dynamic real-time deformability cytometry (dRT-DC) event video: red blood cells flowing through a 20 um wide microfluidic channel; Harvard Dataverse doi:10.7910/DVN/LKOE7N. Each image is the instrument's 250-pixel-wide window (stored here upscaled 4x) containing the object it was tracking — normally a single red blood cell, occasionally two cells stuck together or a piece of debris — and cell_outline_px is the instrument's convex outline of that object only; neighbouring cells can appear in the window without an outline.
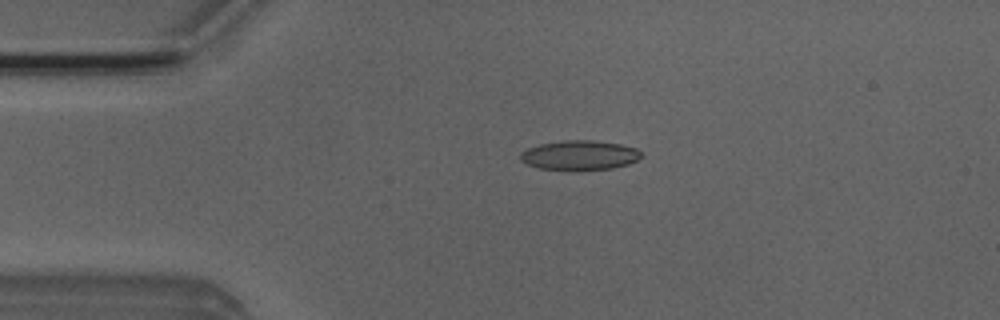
{"species": "Egyptian fruit bat (a non-hibernating species)", "species_latin": "Rousettus aegyptiacus", "temperature_condition": "room temperature", "stored_images_in_passage": 49, "camera_frame_rate_fps": 3000, "um_per_image_px": 0.085, "animal": {"sex": "male"}, "frame": {"image": 1, "passage_image": 9, "time_ms": 2.667, "image_size_px": [1000, 320], "cell_outline_px": [[640, 156], [636, 160], [628, 164], [612, 168], [576, 172], [540, 168], [528, 164], [520, 160], [520, 156], [528, 148], [540, 144], [564, 140], [592, 140], [620, 144], [636, 148], [640, 152]], "centroid_in_image_um": [49.26, 13.22], "position_along_channel_um": 35.7, "area_um2": 20.98}}
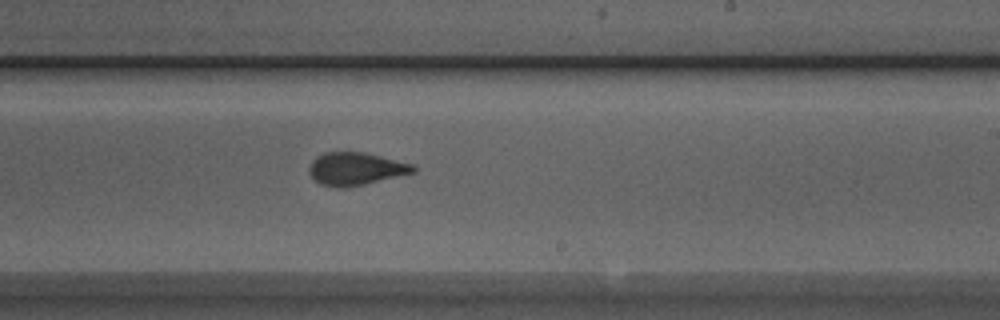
{"frame": {"image": 2, "passage_image": 28, "time_ms": 9.0, "image_size_px": [1000, 320], "cell_outline_px": [[416, 172], [364, 184], [344, 188], [336, 188], [320, 184], [308, 172], [308, 168], [312, 160], [316, 156], [324, 152], [364, 152], [416, 164]], "centroid_in_image_um": [30.25, 14.34], "position_along_channel_um": 258.8, "area_um2": 20.06}}
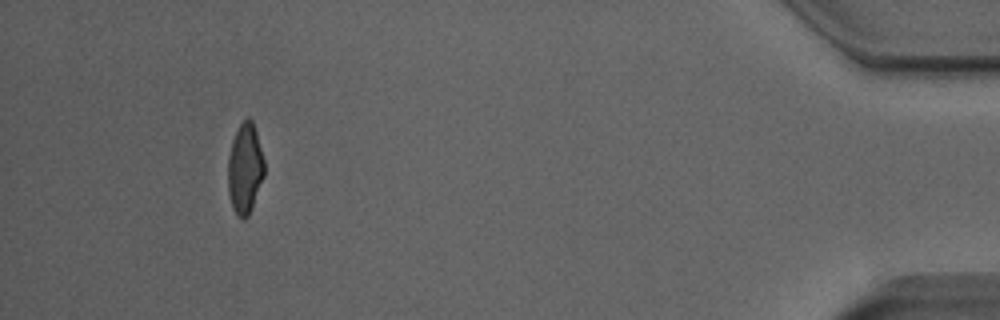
{"frame": {"image": 3, "passage_image": 45, "time_ms": 14.667, "image_size_px": [1000, 320], "cell_outline_px": [[264, 176], [252, 208], [248, 216], [244, 220], [236, 216], [232, 208], [228, 192], [228, 156], [232, 140], [240, 124], [248, 116], [252, 120], [256, 132], [264, 160]], "centroid_in_image_um": [20.81, 14.37], "position_along_channel_um": 414.4, "area_um2": 19.25}, "authors_computed_cell_mechanics": {"area_um2": 20.1722, "velocity_mm_per_s": 4.0352, "shape_relaxation_time_tau1_ms": 4.602, "shape_relaxation_time_tau2_ms": 1.1256, "deformation_change_tau1": 0.1621, "deformation_change_tau2": 0.0728}}